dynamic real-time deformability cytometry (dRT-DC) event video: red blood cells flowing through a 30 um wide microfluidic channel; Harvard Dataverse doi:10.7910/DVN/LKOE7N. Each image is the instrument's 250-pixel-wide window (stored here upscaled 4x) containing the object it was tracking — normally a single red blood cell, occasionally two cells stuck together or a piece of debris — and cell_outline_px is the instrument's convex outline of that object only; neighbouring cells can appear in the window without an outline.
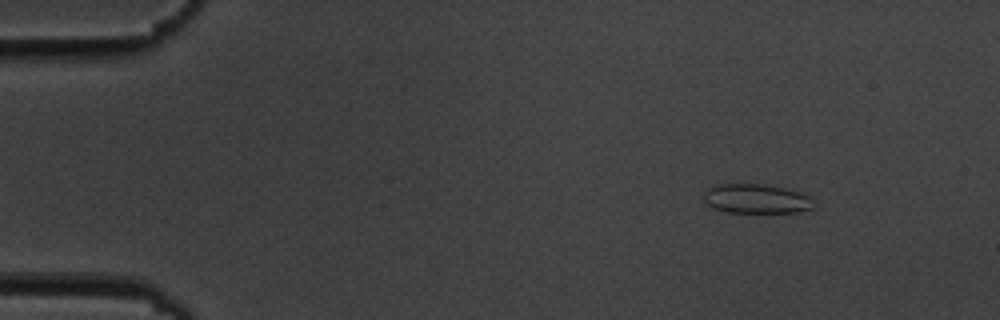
{"species": "common noctule bat (a hibernating species)", "species_latin": "Nyctalus noctula", "temperature_condition": "cold", "stored_images_in_passage": 5, "camera_frame_rate_fps": 3000, "um_per_image_px": 0.085, "animal": {"sex": "male", "body_mass_g": 19.5, "forearm_length_mm": 54.6}, "frame": {"image": 1, "passage_image": 2, "time_ms": 2.0, "image_size_px": [1000, 320], "cell_outline_px": [[812, 208], [796, 212], [728, 212], [712, 208], [704, 204], [704, 192], [712, 184], [764, 184], [788, 188], [800, 192], [808, 196]], "centroid_in_image_um": [64.19, 16.88], "position_along_channel_um": 20.8, "area_um2": 18.84}}
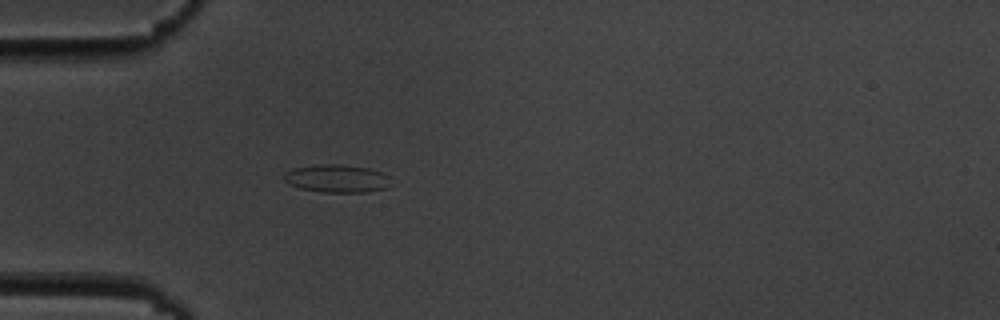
{"frame": {"image": 2, "passage_image": 5, "time_ms": 5.333, "image_size_px": [1000, 320], "cell_outline_px": [[396, 184], [388, 188], [368, 192], [320, 192], [300, 188], [288, 184], [284, 180], [284, 172], [292, 168], [316, 164], [340, 164], [368, 168], [380, 172], [388, 176]], "centroid_in_image_um": [28.67, 15.18], "position_along_channel_um": 56.3, "area_um2": 17.8}}